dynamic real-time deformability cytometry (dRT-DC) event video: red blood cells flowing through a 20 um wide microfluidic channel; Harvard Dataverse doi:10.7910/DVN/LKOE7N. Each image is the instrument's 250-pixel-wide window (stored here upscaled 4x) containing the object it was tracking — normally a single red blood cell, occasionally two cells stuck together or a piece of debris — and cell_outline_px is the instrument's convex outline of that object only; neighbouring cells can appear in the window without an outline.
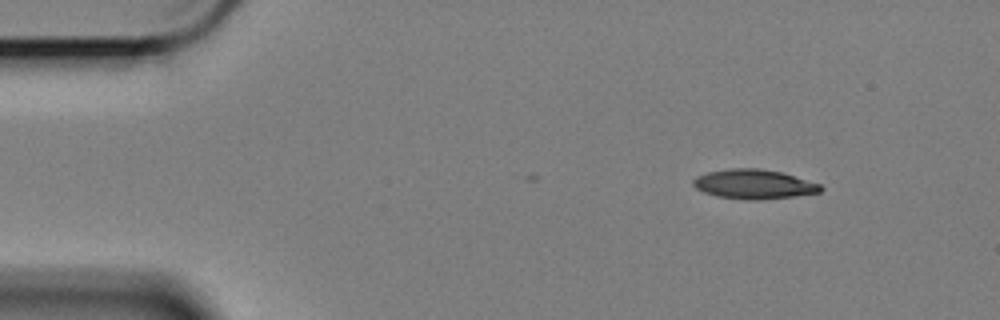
{"species": "Egyptian fruit bat (a non-hibernating species)", "species_latin": "Rousettus aegyptiacus", "temperature_condition": "cold", "stored_images_in_passage": 3, "camera_frame_rate_fps": 3000, "um_per_image_px": 0.085, "animal": {"sex": "female"}, "frame": {"image": 1, "passage_image": 1, "time_ms": 0.0, "image_size_px": [1000, 320], "cell_outline_px": [[824, 188], [820, 192], [796, 196], [760, 200], [748, 200], [716, 196], [704, 192], [696, 188], [692, 184], [692, 180], [696, 176], [708, 172], [732, 168], [760, 168], [780, 172], [820, 184]], "centroid_in_image_um": [64.06, 15.66], "position_along_channel_um": 20.9, "area_um2": 21.85}}